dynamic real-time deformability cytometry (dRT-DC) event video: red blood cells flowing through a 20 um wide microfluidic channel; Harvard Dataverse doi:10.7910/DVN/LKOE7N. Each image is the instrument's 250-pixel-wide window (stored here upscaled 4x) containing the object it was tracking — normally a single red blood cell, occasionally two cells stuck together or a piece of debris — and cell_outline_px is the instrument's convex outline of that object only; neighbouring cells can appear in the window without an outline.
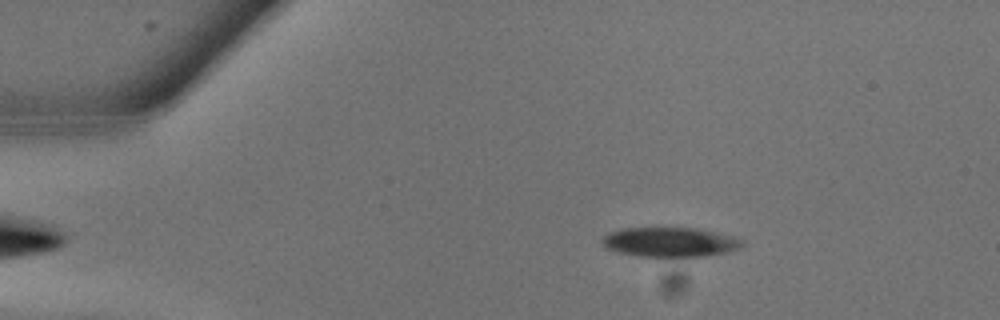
{"species": "common noctule bat (a hibernating species)", "species_latin": "Nyctalus noctula", "temperature_condition": "warm", "stored_images_in_passage": 9, "camera_frame_rate_fps": 3000, "um_per_image_px": 0.085, "animal": {"sex": "male", "body_mass_g": 13.3}, "frame": {"image": 1, "passage_image": 4, "time_ms": 1.0, "image_size_px": [1000, 320], "cell_outline_px": [[744, 244], [740, 248], [728, 252], [704, 256], [640, 256], [616, 252], [604, 248], [600, 240], [608, 232], [620, 228], [656, 224], [700, 228], [732, 236], [744, 240]], "centroid_in_image_um": [56.88, 20.51], "position_along_channel_um": 28.1, "area_um2": 25.49}}
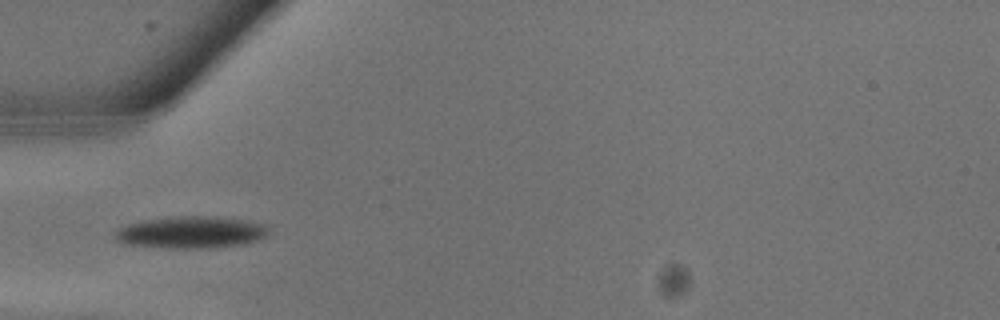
{"frame": {"image": 2, "passage_image": 8, "time_ms": 2.333, "image_size_px": [1000, 320], "cell_outline_px": [[272, 232], [268, 236], [256, 240], [240, 244], [208, 248], [164, 248], [124, 244], [116, 240], [116, 232], [120, 228], [128, 224], [144, 220], [176, 216], [216, 216], [244, 220], [264, 224], [272, 228]], "centroid_in_image_um": [16.29, 19.74], "position_along_channel_um": 68.7, "area_um2": 28.73}}